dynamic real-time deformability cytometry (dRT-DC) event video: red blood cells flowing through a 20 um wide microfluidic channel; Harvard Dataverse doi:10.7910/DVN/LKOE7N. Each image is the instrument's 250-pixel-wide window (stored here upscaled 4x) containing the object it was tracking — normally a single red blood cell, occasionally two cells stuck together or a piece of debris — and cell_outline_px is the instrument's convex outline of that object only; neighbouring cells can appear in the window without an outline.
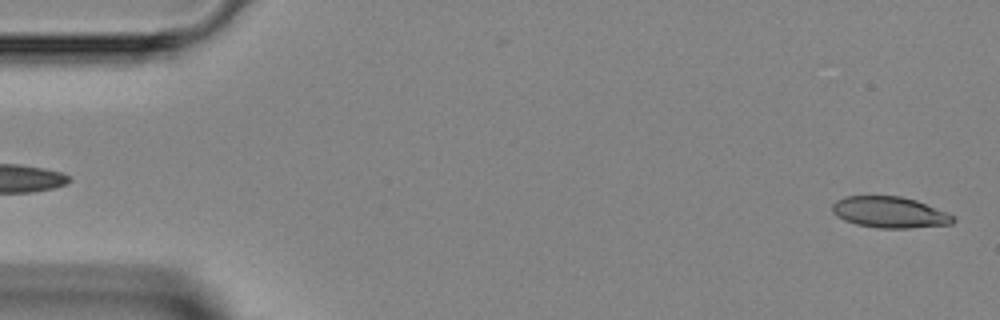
{"species": "Egyptian fruit bat (a non-hibernating species)", "species_latin": "Rousettus aegyptiacus", "temperature_condition": "room temperature", "stored_images_in_passage": 12, "camera_frame_rate_fps": 3000, "um_per_image_px": 0.085, "animal": {"sex": "female"}, "frame": {"image": 1, "passage_image": 1, "time_ms": 0.0, "image_size_px": [1000, 320], "cell_outline_px": [[956, 220], [952, 224], [908, 228], [880, 228], [856, 224], [844, 220], [836, 216], [832, 212], [832, 204], [836, 200], [844, 196], [900, 196], [916, 200], [948, 212], [956, 216]], "centroid_in_image_um": [75.64, 18.04], "position_along_channel_um": 9.4, "area_um2": 22.14}}
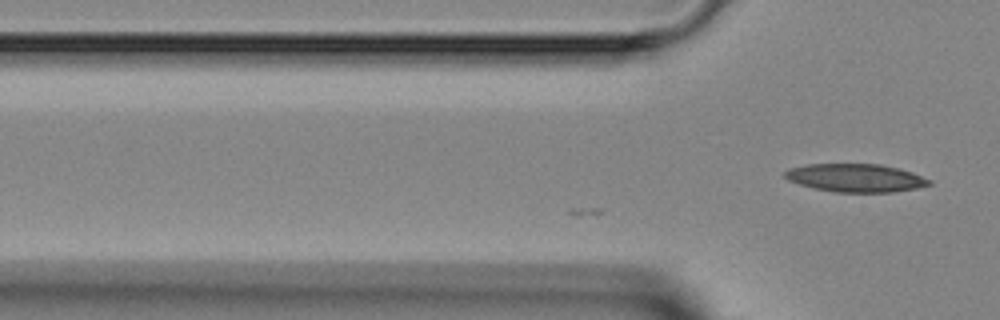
{"frame": {"image": 2, "passage_image": 12, "time_ms": 3.667, "image_size_px": [1000, 320], "cell_outline_px": [[932, 184], [916, 188], [892, 192], [832, 192], [812, 188], [788, 180], [784, 176], [784, 172], [788, 168], [808, 164], [880, 164], [900, 168], [912, 172], [932, 180]], "centroid_in_image_um": [72.72, 15.12], "position_along_channel_um": 53.1, "area_um2": 23.81}}